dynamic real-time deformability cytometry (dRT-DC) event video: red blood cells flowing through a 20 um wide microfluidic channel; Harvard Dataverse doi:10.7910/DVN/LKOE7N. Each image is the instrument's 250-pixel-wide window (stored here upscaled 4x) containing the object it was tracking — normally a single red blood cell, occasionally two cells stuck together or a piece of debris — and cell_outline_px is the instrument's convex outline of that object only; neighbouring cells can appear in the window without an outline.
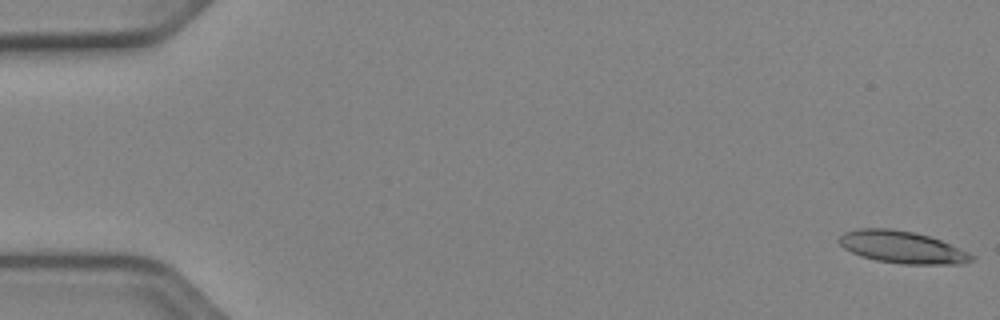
{"species": "Egyptian fruit bat (a non-hibernating species)", "species_latin": "Rousettus aegyptiacus", "temperature_condition": "cold", "stored_images_in_passage": 12, "camera_frame_rate_fps": 3000, "um_per_image_px": 0.085, "animal": {"sex": "female"}, "frame": {"image": 1, "passage_image": 1, "time_ms": 0.0, "image_size_px": [1000, 320], "cell_outline_px": [[976, 256], [972, 260], [960, 264], [904, 264], [876, 260], [860, 256], [844, 248], [836, 240], [844, 232], [860, 228], [888, 228], [912, 232], [928, 236], [940, 240], [968, 252]], "centroid_in_image_um": [76.65, 21.01], "position_along_channel_um": 8.4, "area_um2": 24.68}}